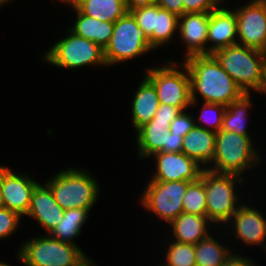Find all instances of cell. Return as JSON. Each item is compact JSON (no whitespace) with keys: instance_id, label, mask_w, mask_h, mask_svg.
Instances as JSON below:
<instances>
[{"instance_id":"9a60e30c","label":"cell","mask_w":266,"mask_h":266,"mask_svg":"<svg viewBox=\"0 0 266 266\" xmlns=\"http://www.w3.org/2000/svg\"><path fill=\"white\" fill-rule=\"evenodd\" d=\"M209 13H184L178 18V34L186 45L185 57L193 55H208L207 36Z\"/></svg>"},{"instance_id":"5bb4252c","label":"cell","mask_w":266,"mask_h":266,"mask_svg":"<svg viewBox=\"0 0 266 266\" xmlns=\"http://www.w3.org/2000/svg\"><path fill=\"white\" fill-rule=\"evenodd\" d=\"M244 201L238 210L227 222L233 227L232 232L235 238L241 239L242 243L250 245H260L265 248L266 253V218L265 215L255 207H251ZM230 223V224H229ZM234 231V232H233Z\"/></svg>"},{"instance_id":"ba28073f","label":"cell","mask_w":266,"mask_h":266,"mask_svg":"<svg viewBox=\"0 0 266 266\" xmlns=\"http://www.w3.org/2000/svg\"><path fill=\"white\" fill-rule=\"evenodd\" d=\"M166 65L145 69L144 76L154 85L159 103L178 107L181 111L191 107L190 76L182 62L166 61ZM178 65L182 68L180 71ZM190 106V107H189Z\"/></svg>"},{"instance_id":"3957f363","label":"cell","mask_w":266,"mask_h":266,"mask_svg":"<svg viewBox=\"0 0 266 266\" xmlns=\"http://www.w3.org/2000/svg\"><path fill=\"white\" fill-rule=\"evenodd\" d=\"M19 248L17 259L25 266H82L90 259L78 245L48 234L26 240Z\"/></svg>"},{"instance_id":"7c38bea8","label":"cell","mask_w":266,"mask_h":266,"mask_svg":"<svg viewBox=\"0 0 266 266\" xmlns=\"http://www.w3.org/2000/svg\"><path fill=\"white\" fill-rule=\"evenodd\" d=\"M38 183L27 173H15L10 167L0 165V189L4 206L23 218L28 212L32 191Z\"/></svg>"},{"instance_id":"603a6c76","label":"cell","mask_w":266,"mask_h":266,"mask_svg":"<svg viewBox=\"0 0 266 266\" xmlns=\"http://www.w3.org/2000/svg\"><path fill=\"white\" fill-rule=\"evenodd\" d=\"M170 125L155 123V120H150L148 125L136 133L137 154L140 159L148 158L163 149Z\"/></svg>"},{"instance_id":"30bf717a","label":"cell","mask_w":266,"mask_h":266,"mask_svg":"<svg viewBox=\"0 0 266 266\" xmlns=\"http://www.w3.org/2000/svg\"><path fill=\"white\" fill-rule=\"evenodd\" d=\"M189 183L190 181H148L139 204L169 225L184 212L182 202Z\"/></svg>"},{"instance_id":"8d00e7d4","label":"cell","mask_w":266,"mask_h":266,"mask_svg":"<svg viewBox=\"0 0 266 266\" xmlns=\"http://www.w3.org/2000/svg\"><path fill=\"white\" fill-rule=\"evenodd\" d=\"M157 4L160 8L168 10L178 17L184 14V4L182 0H159Z\"/></svg>"},{"instance_id":"8992f818","label":"cell","mask_w":266,"mask_h":266,"mask_svg":"<svg viewBox=\"0 0 266 266\" xmlns=\"http://www.w3.org/2000/svg\"><path fill=\"white\" fill-rule=\"evenodd\" d=\"M200 178L206 193V216L213 225L227 224L242 205L236 192V183L241 185L245 179L231 173H218L204 169ZM239 201V202H238ZM239 203V204H238Z\"/></svg>"},{"instance_id":"4dcf8cb0","label":"cell","mask_w":266,"mask_h":266,"mask_svg":"<svg viewBox=\"0 0 266 266\" xmlns=\"http://www.w3.org/2000/svg\"><path fill=\"white\" fill-rule=\"evenodd\" d=\"M129 12L135 18L144 36L153 49V29L155 22V4H129Z\"/></svg>"},{"instance_id":"6da1fadb","label":"cell","mask_w":266,"mask_h":266,"mask_svg":"<svg viewBox=\"0 0 266 266\" xmlns=\"http://www.w3.org/2000/svg\"><path fill=\"white\" fill-rule=\"evenodd\" d=\"M183 63L190 76L191 106L199 102L198 95L206 103L228 106L245 94L212 54L193 55Z\"/></svg>"},{"instance_id":"277c9868","label":"cell","mask_w":266,"mask_h":266,"mask_svg":"<svg viewBox=\"0 0 266 266\" xmlns=\"http://www.w3.org/2000/svg\"><path fill=\"white\" fill-rule=\"evenodd\" d=\"M252 142L251 136L220 130L216 133L215 152L211 163L213 165L208 169L245 178V171L260 164L262 158Z\"/></svg>"},{"instance_id":"8fae6325","label":"cell","mask_w":266,"mask_h":266,"mask_svg":"<svg viewBox=\"0 0 266 266\" xmlns=\"http://www.w3.org/2000/svg\"><path fill=\"white\" fill-rule=\"evenodd\" d=\"M234 10L237 43L266 52V1H250Z\"/></svg>"},{"instance_id":"52a82bcc","label":"cell","mask_w":266,"mask_h":266,"mask_svg":"<svg viewBox=\"0 0 266 266\" xmlns=\"http://www.w3.org/2000/svg\"><path fill=\"white\" fill-rule=\"evenodd\" d=\"M67 36L57 40L44 53L41 60L61 69H78L83 66H107L104 59V49L91 40H87L65 29Z\"/></svg>"},{"instance_id":"2e32d148","label":"cell","mask_w":266,"mask_h":266,"mask_svg":"<svg viewBox=\"0 0 266 266\" xmlns=\"http://www.w3.org/2000/svg\"><path fill=\"white\" fill-rule=\"evenodd\" d=\"M221 5L209 13V26L207 36L208 55L216 50L237 44V17L233 8Z\"/></svg>"},{"instance_id":"f546056e","label":"cell","mask_w":266,"mask_h":266,"mask_svg":"<svg viewBox=\"0 0 266 266\" xmlns=\"http://www.w3.org/2000/svg\"><path fill=\"white\" fill-rule=\"evenodd\" d=\"M226 107V105L220 103L204 102L200 111V116L197 118L199 121L194 119L195 126L218 133L222 128ZM202 123L205 124L202 125Z\"/></svg>"},{"instance_id":"44dd1931","label":"cell","mask_w":266,"mask_h":266,"mask_svg":"<svg viewBox=\"0 0 266 266\" xmlns=\"http://www.w3.org/2000/svg\"><path fill=\"white\" fill-rule=\"evenodd\" d=\"M76 13V20L69 28L73 33L98 44L102 49L109 44L113 34L114 22L101 21L81 13L71 5Z\"/></svg>"},{"instance_id":"74e56055","label":"cell","mask_w":266,"mask_h":266,"mask_svg":"<svg viewBox=\"0 0 266 266\" xmlns=\"http://www.w3.org/2000/svg\"><path fill=\"white\" fill-rule=\"evenodd\" d=\"M256 264V265H255ZM224 266H259L255 261L247 256L232 252V255L226 260Z\"/></svg>"},{"instance_id":"4fadbf2b","label":"cell","mask_w":266,"mask_h":266,"mask_svg":"<svg viewBox=\"0 0 266 266\" xmlns=\"http://www.w3.org/2000/svg\"><path fill=\"white\" fill-rule=\"evenodd\" d=\"M152 156L156 170L149 181H197L204 170L182 152H157Z\"/></svg>"},{"instance_id":"83f0119b","label":"cell","mask_w":266,"mask_h":266,"mask_svg":"<svg viewBox=\"0 0 266 266\" xmlns=\"http://www.w3.org/2000/svg\"><path fill=\"white\" fill-rule=\"evenodd\" d=\"M172 242L165 247V263L161 266H196L195 245L175 240Z\"/></svg>"},{"instance_id":"7a4b0ae2","label":"cell","mask_w":266,"mask_h":266,"mask_svg":"<svg viewBox=\"0 0 266 266\" xmlns=\"http://www.w3.org/2000/svg\"><path fill=\"white\" fill-rule=\"evenodd\" d=\"M55 173L45 184L54 200L64 209L91 208L99 200V184L87 170L68 167Z\"/></svg>"},{"instance_id":"b9f144b4","label":"cell","mask_w":266,"mask_h":266,"mask_svg":"<svg viewBox=\"0 0 266 266\" xmlns=\"http://www.w3.org/2000/svg\"><path fill=\"white\" fill-rule=\"evenodd\" d=\"M5 207L4 206V201H3V196H2V193H1V189H0V209Z\"/></svg>"},{"instance_id":"1f68e13d","label":"cell","mask_w":266,"mask_h":266,"mask_svg":"<svg viewBox=\"0 0 266 266\" xmlns=\"http://www.w3.org/2000/svg\"><path fill=\"white\" fill-rule=\"evenodd\" d=\"M21 217L18 213L3 207L0 209V239L8 238L18 230Z\"/></svg>"},{"instance_id":"ab89813d","label":"cell","mask_w":266,"mask_h":266,"mask_svg":"<svg viewBox=\"0 0 266 266\" xmlns=\"http://www.w3.org/2000/svg\"><path fill=\"white\" fill-rule=\"evenodd\" d=\"M159 0H129V4H157Z\"/></svg>"},{"instance_id":"d590c367","label":"cell","mask_w":266,"mask_h":266,"mask_svg":"<svg viewBox=\"0 0 266 266\" xmlns=\"http://www.w3.org/2000/svg\"><path fill=\"white\" fill-rule=\"evenodd\" d=\"M183 138L181 135L172 134L170 131L167 132L164 147L160 152H182Z\"/></svg>"},{"instance_id":"e575fe53","label":"cell","mask_w":266,"mask_h":266,"mask_svg":"<svg viewBox=\"0 0 266 266\" xmlns=\"http://www.w3.org/2000/svg\"><path fill=\"white\" fill-rule=\"evenodd\" d=\"M180 112L178 107L160 103L152 120H155V123L171 124Z\"/></svg>"},{"instance_id":"60d3db41","label":"cell","mask_w":266,"mask_h":266,"mask_svg":"<svg viewBox=\"0 0 266 266\" xmlns=\"http://www.w3.org/2000/svg\"><path fill=\"white\" fill-rule=\"evenodd\" d=\"M58 1L71 6L74 5L78 0H58Z\"/></svg>"},{"instance_id":"ac0fdd59","label":"cell","mask_w":266,"mask_h":266,"mask_svg":"<svg viewBox=\"0 0 266 266\" xmlns=\"http://www.w3.org/2000/svg\"><path fill=\"white\" fill-rule=\"evenodd\" d=\"M132 124L136 133L149 124L159 107V99L154 85L143 77L131 102Z\"/></svg>"},{"instance_id":"d6a6232c","label":"cell","mask_w":266,"mask_h":266,"mask_svg":"<svg viewBox=\"0 0 266 266\" xmlns=\"http://www.w3.org/2000/svg\"><path fill=\"white\" fill-rule=\"evenodd\" d=\"M194 116L190 115L185 111H181L176 118L172 121L170 125V133L181 135L184 137L187 133L192 130L195 126L193 118Z\"/></svg>"},{"instance_id":"d6986e66","label":"cell","mask_w":266,"mask_h":266,"mask_svg":"<svg viewBox=\"0 0 266 266\" xmlns=\"http://www.w3.org/2000/svg\"><path fill=\"white\" fill-rule=\"evenodd\" d=\"M216 144V133L194 126L182 142V153L207 169L213 161Z\"/></svg>"},{"instance_id":"e0dca14e","label":"cell","mask_w":266,"mask_h":266,"mask_svg":"<svg viewBox=\"0 0 266 266\" xmlns=\"http://www.w3.org/2000/svg\"><path fill=\"white\" fill-rule=\"evenodd\" d=\"M65 210L54 200L50 188L44 183L37 184L32 191L31 201L26 216L35 219L46 234L64 217Z\"/></svg>"},{"instance_id":"f1b7e54d","label":"cell","mask_w":266,"mask_h":266,"mask_svg":"<svg viewBox=\"0 0 266 266\" xmlns=\"http://www.w3.org/2000/svg\"><path fill=\"white\" fill-rule=\"evenodd\" d=\"M206 193L204 182L201 178L188 184L186 194L183 197V209L185 213L206 216Z\"/></svg>"},{"instance_id":"7402d4cb","label":"cell","mask_w":266,"mask_h":266,"mask_svg":"<svg viewBox=\"0 0 266 266\" xmlns=\"http://www.w3.org/2000/svg\"><path fill=\"white\" fill-rule=\"evenodd\" d=\"M74 6L89 17L115 22L129 11V0H78Z\"/></svg>"},{"instance_id":"d4e9b609","label":"cell","mask_w":266,"mask_h":266,"mask_svg":"<svg viewBox=\"0 0 266 266\" xmlns=\"http://www.w3.org/2000/svg\"><path fill=\"white\" fill-rule=\"evenodd\" d=\"M211 234L195 244L196 266H224L226 260L232 255L229 249L216 241ZM230 250V251H229Z\"/></svg>"},{"instance_id":"836d02e7","label":"cell","mask_w":266,"mask_h":266,"mask_svg":"<svg viewBox=\"0 0 266 266\" xmlns=\"http://www.w3.org/2000/svg\"><path fill=\"white\" fill-rule=\"evenodd\" d=\"M184 4V13L206 12L210 13L216 10L223 0H182Z\"/></svg>"},{"instance_id":"484cf974","label":"cell","mask_w":266,"mask_h":266,"mask_svg":"<svg viewBox=\"0 0 266 266\" xmlns=\"http://www.w3.org/2000/svg\"><path fill=\"white\" fill-rule=\"evenodd\" d=\"M250 97L251 94H244L241 98L233 101L226 107L221 130L240 135H251L248 133V127L246 126L248 109L252 107Z\"/></svg>"},{"instance_id":"cb8c5ba5","label":"cell","mask_w":266,"mask_h":266,"mask_svg":"<svg viewBox=\"0 0 266 266\" xmlns=\"http://www.w3.org/2000/svg\"><path fill=\"white\" fill-rule=\"evenodd\" d=\"M89 212L88 209L83 208L65 210L62 220L48 235L53 239L77 245L74 239L78 238L81 234L82 227L86 224Z\"/></svg>"},{"instance_id":"5b68a950","label":"cell","mask_w":266,"mask_h":266,"mask_svg":"<svg viewBox=\"0 0 266 266\" xmlns=\"http://www.w3.org/2000/svg\"><path fill=\"white\" fill-rule=\"evenodd\" d=\"M245 94L258 91L262 82L266 53L241 44L216 50L212 54Z\"/></svg>"},{"instance_id":"f35d334b","label":"cell","mask_w":266,"mask_h":266,"mask_svg":"<svg viewBox=\"0 0 266 266\" xmlns=\"http://www.w3.org/2000/svg\"><path fill=\"white\" fill-rule=\"evenodd\" d=\"M257 92H262V94H266V61L263 65L262 82Z\"/></svg>"},{"instance_id":"ee69618b","label":"cell","mask_w":266,"mask_h":266,"mask_svg":"<svg viewBox=\"0 0 266 266\" xmlns=\"http://www.w3.org/2000/svg\"><path fill=\"white\" fill-rule=\"evenodd\" d=\"M0 266H11V265H9V264H7L5 262L0 261Z\"/></svg>"},{"instance_id":"4316f807","label":"cell","mask_w":266,"mask_h":266,"mask_svg":"<svg viewBox=\"0 0 266 266\" xmlns=\"http://www.w3.org/2000/svg\"><path fill=\"white\" fill-rule=\"evenodd\" d=\"M178 16L162 9L155 4V22L153 29V50L168 45L174 38L175 31L178 30Z\"/></svg>"},{"instance_id":"9c48e42d","label":"cell","mask_w":266,"mask_h":266,"mask_svg":"<svg viewBox=\"0 0 266 266\" xmlns=\"http://www.w3.org/2000/svg\"><path fill=\"white\" fill-rule=\"evenodd\" d=\"M153 49L144 36L133 15L128 11L114 22L113 34L104 49V59L108 66L125 63L140 57Z\"/></svg>"},{"instance_id":"ffe728a7","label":"cell","mask_w":266,"mask_h":266,"mask_svg":"<svg viewBox=\"0 0 266 266\" xmlns=\"http://www.w3.org/2000/svg\"><path fill=\"white\" fill-rule=\"evenodd\" d=\"M212 224L207 216L182 212L168 226L172 227L170 230L173 240L195 245L212 234L209 232V227H213Z\"/></svg>"},{"instance_id":"7bdbcfd3","label":"cell","mask_w":266,"mask_h":266,"mask_svg":"<svg viewBox=\"0 0 266 266\" xmlns=\"http://www.w3.org/2000/svg\"><path fill=\"white\" fill-rule=\"evenodd\" d=\"M12 0H0V6H5V4H8L9 2H11ZM1 8V7H0Z\"/></svg>"}]
</instances>
